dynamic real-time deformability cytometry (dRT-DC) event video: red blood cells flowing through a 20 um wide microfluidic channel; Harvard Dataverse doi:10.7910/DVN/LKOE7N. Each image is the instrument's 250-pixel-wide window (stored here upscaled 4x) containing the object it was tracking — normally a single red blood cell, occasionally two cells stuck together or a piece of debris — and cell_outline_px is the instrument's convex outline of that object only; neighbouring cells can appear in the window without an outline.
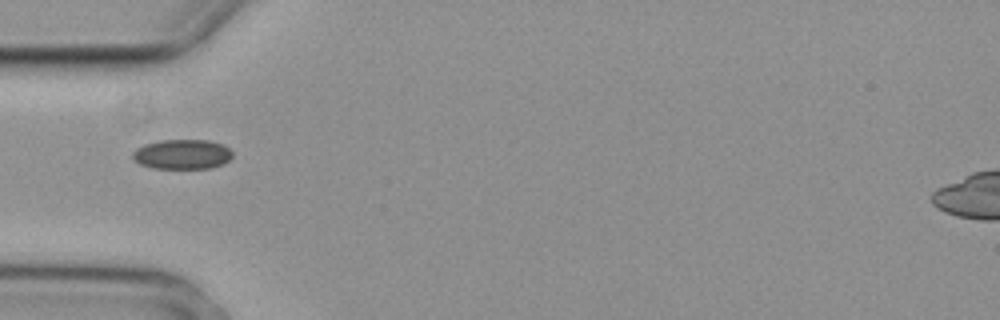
{"species": "common noctule bat (a hibernating species)", "species_latin": "Nyctalus noctula", "temperature_condition": "cold", "stored_images_in_passage": 7, "camera_frame_rate_fps": 3000, "um_per_image_px": 0.085, "animal": {"sex": "female", "body_mass_g": 29.2, "forearm_length_mm": 56.3}, "frame": {"image": 1, "passage_image": 4, "time_ms": 1.0, "image_size_px": [1000, 320], "cell_outline_px": [[232, 156], [224, 164], [212, 168], [152, 168], [140, 164], [132, 156], [132, 152], [136, 148], [144, 144], [160, 140], [208, 140], [224, 144], [232, 152]], "centroid_in_image_um": [15.5, 13.11], "position_along_channel_um": 69.5, "area_um2": 17.4}}
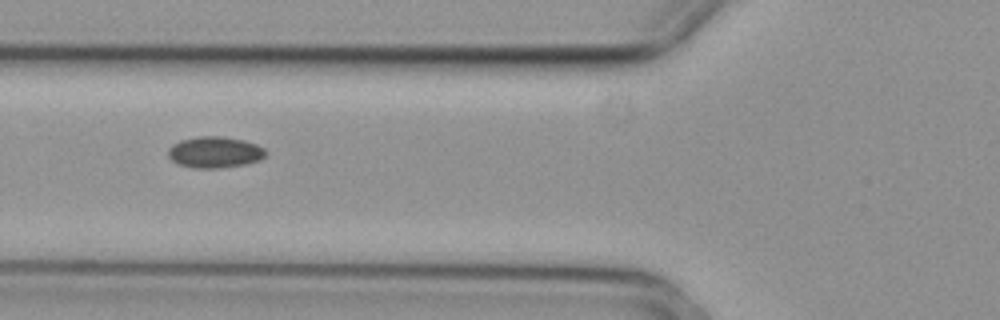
{"frame": {"image": 2, "passage_image": 5, "time_ms": 1.333, "image_size_px": [1000, 320], "cell_outline_px": [[268, 152], [260, 160], [248, 164], [220, 168], [192, 168], [176, 164], [168, 156], [168, 148], [172, 144], [180, 140], [196, 136], [224, 136], [244, 140], [256, 144], [264, 148]], "centroid_in_image_um": [18.25, 12.94], "position_along_channel_um": 107.6, "area_um2": 18.15}}
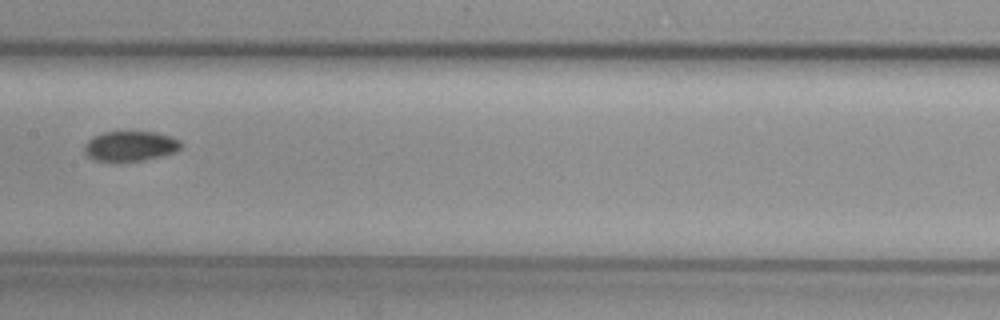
{"frame": {"image": 3, "passage_image": 7, "time_ms": 2.0, "image_size_px": [1000, 320], "cell_outline_px": [[184, 144], [176, 152], [144, 160], [116, 164], [96, 160], [88, 156], [84, 152], [84, 148], [88, 140], [92, 136], [104, 132], [156, 132], [172, 136], [180, 140]], "centroid_in_image_um": [11.08, 12.45], "position_along_channel_um": 196.3, "area_um2": 17.46}}